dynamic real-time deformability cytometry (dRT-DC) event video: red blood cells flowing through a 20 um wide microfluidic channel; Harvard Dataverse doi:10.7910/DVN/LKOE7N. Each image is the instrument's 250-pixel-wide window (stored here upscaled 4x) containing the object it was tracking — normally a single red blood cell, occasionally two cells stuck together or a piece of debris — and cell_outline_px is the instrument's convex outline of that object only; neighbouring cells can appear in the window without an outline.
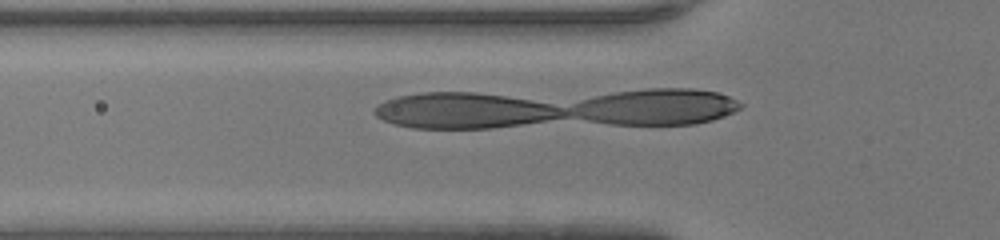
{"species": "human", "species_latin": "Homo sapiens", "temperature_condition": "warm", "stored_images_in_passage": 12, "camera_frame_rate_fps": 3000, "um_per_image_px": 0.085, "donor": {"sex": "female"}, "frame": {"image": 1, "passage_image": 9, "time_ms": 2.667, "image_size_px": [1000, 240], "cell_outline_px": [[552, 116], [532, 120], [504, 124], [464, 128], [444, 128], [460, 96], [492, 96], [540, 104]], "centroid_in_image_um": [41.88, 9.51], "position_along_channel_um": 83.9, "area_um2": 17.28}}